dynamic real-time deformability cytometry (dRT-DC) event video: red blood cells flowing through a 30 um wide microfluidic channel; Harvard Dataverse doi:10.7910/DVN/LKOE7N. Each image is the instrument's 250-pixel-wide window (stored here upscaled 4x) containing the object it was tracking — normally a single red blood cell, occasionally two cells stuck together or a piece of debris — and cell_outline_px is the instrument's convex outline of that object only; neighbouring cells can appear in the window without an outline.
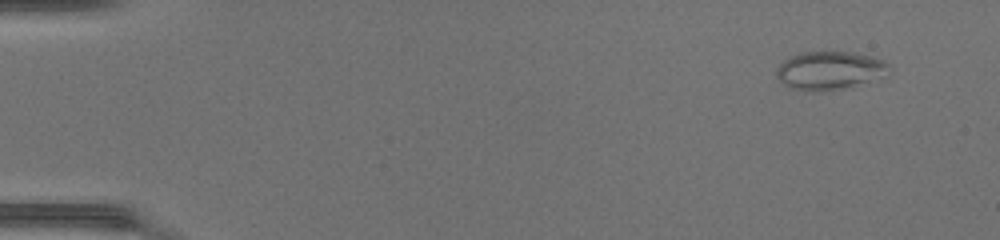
{"species": "common noctule bat (a hibernating species)", "species_latin": "Nyctalus noctula", "temperature_condition": "warm", "stored_images_in_passage": 52, "camera_frame_rate_fps": 3000, "um_per_image_px": 0.085, "animal": {"sex": "female", "body_mass_g": 17.0, "forearm_length_mm": 48.0}, "frame": {"image": 1, "passage_image": 6, "time_ms": 1.667, "image_size_px": [1000, 240], "cell_outline_px": [[880, 64], [856, 80], [848, 84], [820, 88], [812, 88], [792, 84], [780, 76], [780, 68], [788, 60], [796, 56], [816, 52], [840, 52], [872, 60]], "centroid_in_image_um": [70.17, 5.89], "position_along_channel_um": 14.8, "area_um2": 18.67}}
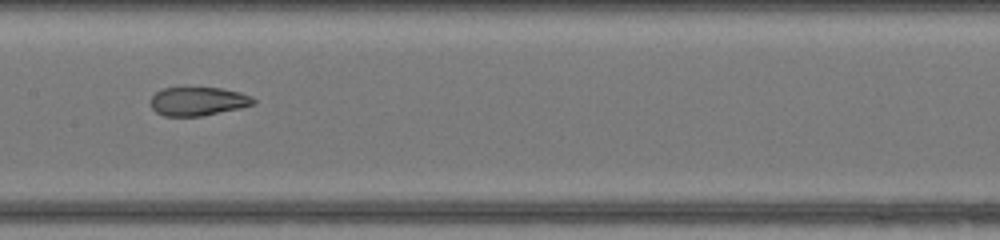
{"frame": {"image": 2, "passage_image": 28, "time_ms": 9.0, "image_size_px": [1000, 240], "cell_outline_px": [[256, 100], [252, 104], [236, 108], [200, 116], [168, 116], [156, 112], [152, 108], [152, 96], [156, 92], [164, 88], [220, 88], [236, 92], [248, 96]], "centroid_in_image_um": [16.76, 8.61], "position_along_channel_um": 190.6, "area_um2": 16.47}}
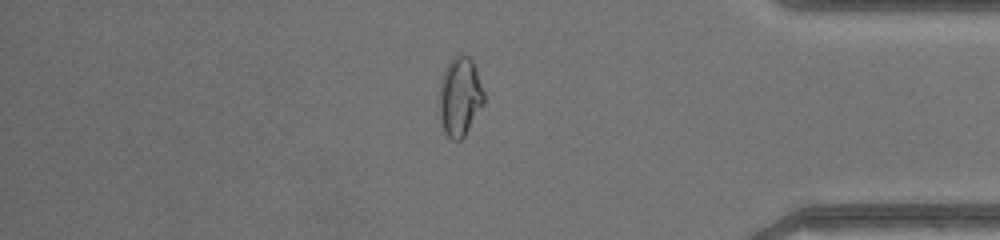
{"frame": {"image": 3, "passage_image": 44, "time_ms": 14.333, "image_size_px": [1000, 240], "cell_outline_px": [[484, 100], [464, 136], [460, 140], [456, 140], [448, 136], [444, 128], [440, 112], [440, 104], [444, 80], [448, 68], [460, 56], [464, 56], [472, 64], [484, 92]], "centroid_in_image_um": [39.13, 8.34], "position_along_channel_um": 396.1, "area_um2": 18.32}}